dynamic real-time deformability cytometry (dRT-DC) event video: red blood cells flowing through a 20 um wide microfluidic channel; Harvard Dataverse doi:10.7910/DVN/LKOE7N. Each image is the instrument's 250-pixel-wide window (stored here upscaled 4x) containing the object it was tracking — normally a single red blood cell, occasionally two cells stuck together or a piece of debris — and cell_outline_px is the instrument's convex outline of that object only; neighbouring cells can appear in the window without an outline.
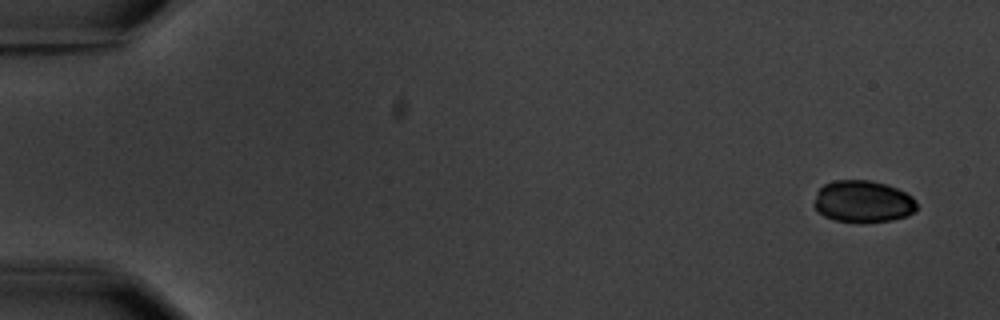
{"species": "common noctule bat (a hibernating species)", "species_latin": "Nyctalus noctula", "temperature_condition": "warm", "stored_images_in_passage": 5, "camera_frame_rate_fps": 3000, "um_per_image_px": 0.085, "animal": {"sex": "male", "body_mass_g": 20.1, "forearm_length_mm": 53.5}, "frame": {"image": 1, "passage_image": 1, "time_ms": 0.0, "image_size_px": [1000, 320], "cell_outline_px": [[916, 208], [908, 216], [892, 220], [860, 224], [836, 220], [824, 216], [812, 204], [816, 192], [824, 184], [832, 180], [872, 180], [888, 184], [912, 196], [916, 200]], "centroid_in_image_um": [73.34, 17.13], "position_along_channel_um": 11.7, "area_um2": 25.55}}
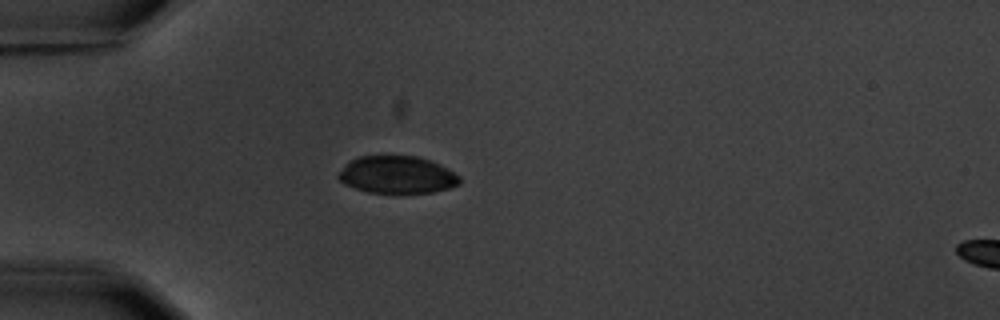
{"frame": {"image": 2, "passage_image": 5, "time_ms": 4.667, "image_size_px": [1000, 320], "cell_outline_px": [[460, 184], [448, 188], [432, 192], [368, 192], [344, 184], [336, 176], [344, 164], [360, 156], [416, 156], [432, 160], [448, 168], [460, 176]], "centroid_in_image_um": [33.76, 14.84], "position_along_channel_um": 51.2, "area_um2": 26.3}}